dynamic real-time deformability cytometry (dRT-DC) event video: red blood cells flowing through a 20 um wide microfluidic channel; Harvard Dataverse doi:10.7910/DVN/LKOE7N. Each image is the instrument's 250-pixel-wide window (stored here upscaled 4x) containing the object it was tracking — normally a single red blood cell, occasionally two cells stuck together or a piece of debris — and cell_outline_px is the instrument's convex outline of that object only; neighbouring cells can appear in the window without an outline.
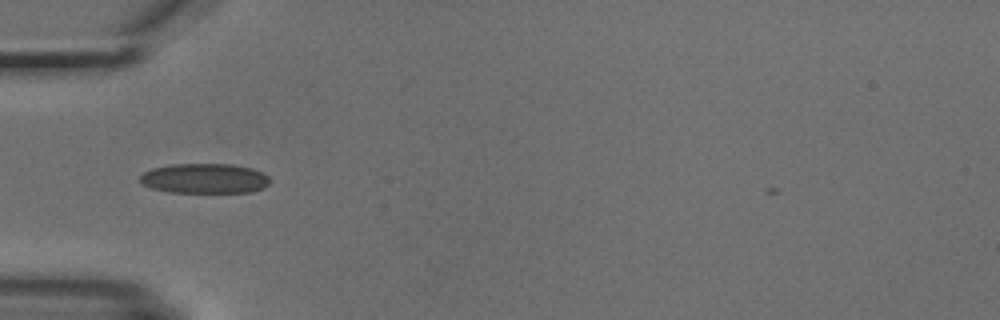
{"species": "common noctule bat (a hibernating species)", "species_latin": "Nyctalus noctula", "temperature_condition": "cold", "stored_images_in_passage": 1, "camera_frame_rate_fps": 3000, "um_per_image_px": 0.085, "animal": {"sex": "male", "body_mass_g": 18.8}, "frame": {"image": 1, "passage_image": 1, "time_ms": 0.0, "image_size_px": [1000, 320], "cell_outline_px": [[268, 184], [264, 188], [252, 192], [168, 192], [152, 188], [144, 184], [140, 180], [140, 176], [144, 172], [152, 168], [172, 164], [232, 164], [252, 168], [268, 176]], "centroid_in_image_um": [17.39, 15.16], "position_along_channel_um": 67.6, "area_um2": 22.54}}